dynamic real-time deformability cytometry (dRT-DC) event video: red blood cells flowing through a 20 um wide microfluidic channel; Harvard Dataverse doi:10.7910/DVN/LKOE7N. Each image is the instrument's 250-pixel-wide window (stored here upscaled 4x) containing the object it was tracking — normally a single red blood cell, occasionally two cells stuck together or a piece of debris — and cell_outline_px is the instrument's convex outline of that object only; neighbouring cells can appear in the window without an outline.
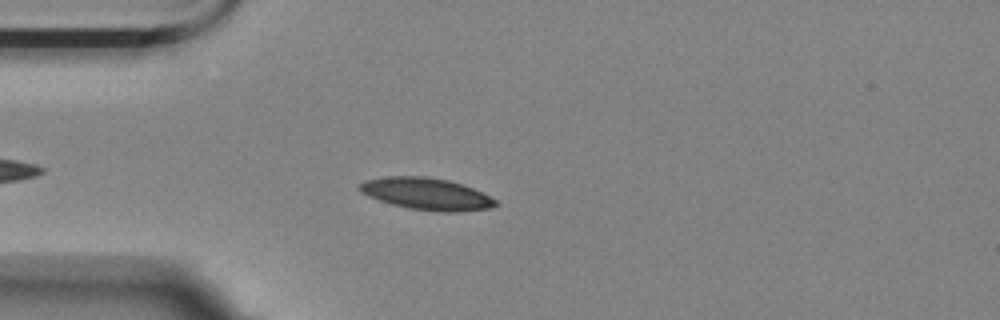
{"species": "Egyptian fruit bat (a non-hibernating species)", "species_latin": "Rousettus aegyptiacus", "temperature_condition": "room temperature", "stored_images_in_passage": 45, "camera_frame_rate_fps": 3000, "um_per_image_px": 0.085, "animal": {"sex": "female"}, "frame": {"image": 1, "passage_image": 7, "time_ms": 2.0, "image_size_px": [1000, 320], "cell_outline_px": [[500, 204], [488, 208], [456, 212], [440, 212], [408, 208], [392, 204], [368, 196], [360, 192], [356, 188], [364, 180], [388, 176], [424, 176], [448, 180], [472, 188], [496, 200]], "centroid_in_image_um": [36.21, 16.48], "position_along_channel_um": 48.8, "area_um2": 25.14}}
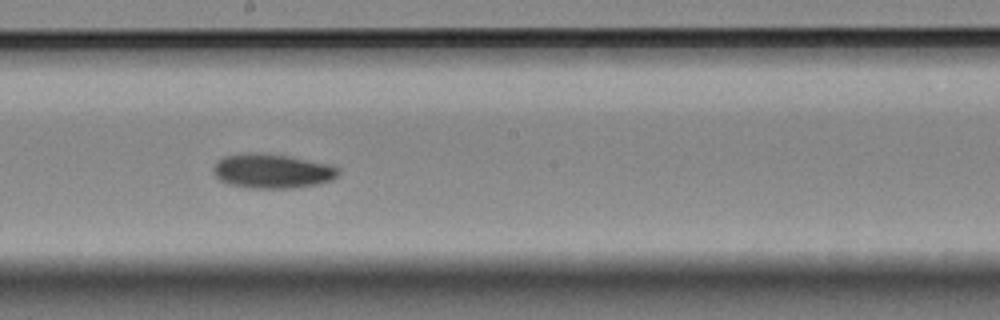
{"frame": {"image": 2, "passage_image": 23, "time_ms": 7.333, "image_size_px": [1000, 320], "cell_outline_px": [[340, 172], [332, 180], [316, 184], [296, 188], [248, 188], [228, 184], [220, 180], [216, 176], [216, 160], [224, 156], [252, 152], [288, 156], [328, 164], [340, 168]], "centroid_in_image_um": [23.15, 14.55], "position_along_channel_um": 225.0, "area_um2": 24.85}}
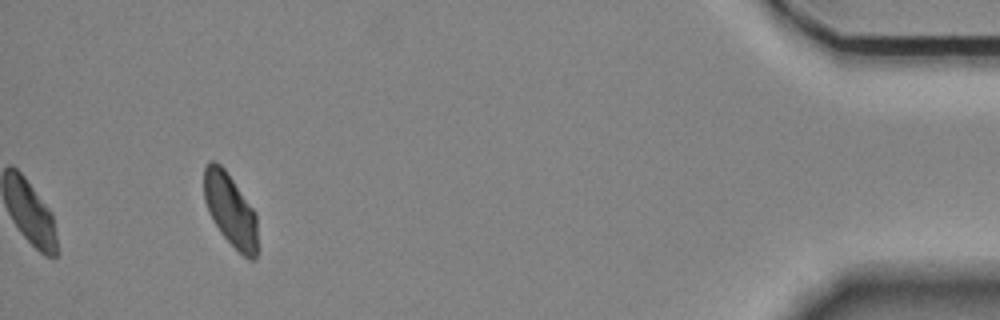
{"frame": {"image": 3, "passage_image": 45, "time_ms": 14.667, "image_size_px": [1000, 320], "cell_outline_px": [[256, 256], [252, 260], [248, 260], [220, 232], [208, 212], [204, 200], [204, 168], [212, 160], [216, 160], [224, 168], [256, 212]], "centroid_in_image_um": [19.56, 17.82], "position_along_channel_um": 415.6, "area_um2": 22.43}, "authors_computed_cell_mechanics": {"area_um2": 24.0448, "velocity_mm_per_s": 3.5062, "shape_relaxation_time_tau1_ms": 5.7442, "shape_relaxation_time_tau2_ms": 8.6346, "deformation_change_tau1": 0.1239, "deformation_change_tau2": 0.1243}}